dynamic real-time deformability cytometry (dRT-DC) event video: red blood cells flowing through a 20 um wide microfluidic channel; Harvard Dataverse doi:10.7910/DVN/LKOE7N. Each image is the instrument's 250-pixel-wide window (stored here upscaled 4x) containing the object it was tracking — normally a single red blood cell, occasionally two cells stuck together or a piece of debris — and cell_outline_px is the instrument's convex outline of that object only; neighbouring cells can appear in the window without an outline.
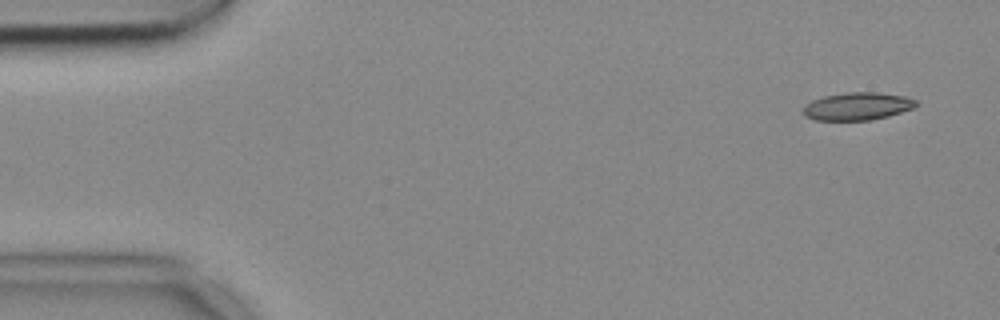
{"species": "common noctule bat (a hibernating species)", "species_latin": "Nyctalus noctula", "temperature_condition": "cold", "stored_images_in_passage": 7, "camera_frame_rate_fps": 3000, "um_per_image_px": 0.085, "animal": {"sex": "female", "body_mass_g": 18.4}, "frame": {"image": 1, "passage_image": 1, "time_ms": 0.0, "image_size_px": [1000, 320], "cell_outline_px": [[916, 104], [912, 108], [888, 116], [872, 120], [816, 120], [804, 116], [804, 104], [812, 100], [824, 96], [848, 92], [876, 92], [904, 96], [916, 100]], "centroid_in_image_um": [72.84, 9.03], "position_along_channel_um": 12.2, "area_um2": 18.09}}
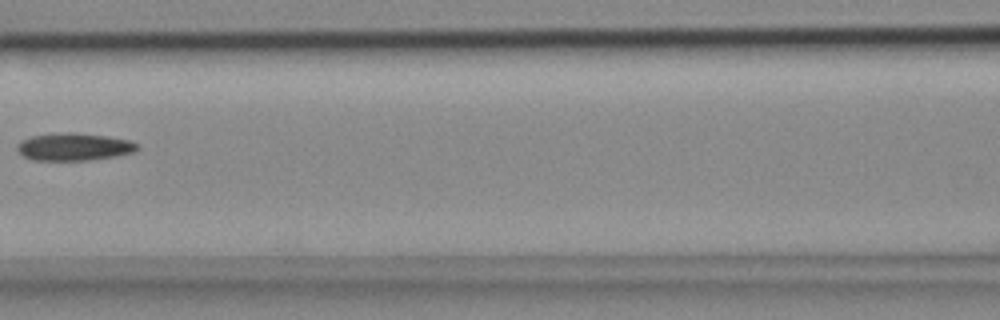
{"frame": {"image": 2, "passage_image": 6, "time_ms": 1.667, "image_size_px": [1000, 320], "cell_outline_px": [[140, 148], [132, 152], [116, 156], [88, 160], [32, 160], [24, 156], [16, 148], [24, 140], [32, 136], [68, 132], [72, 132], [104, 136], [128, 140], [136, 144]], "centroid_in_image_um": [6.3, 12.49], "position_along_channel_um": 160.3, "area_um2": 18.79}}
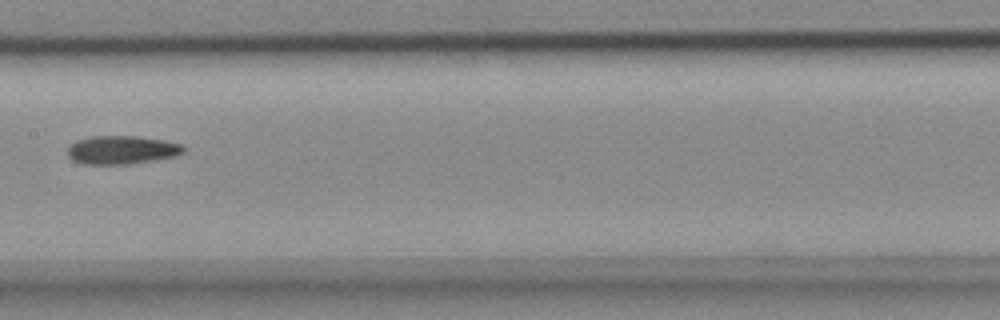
{"frame": {"image": 3, "passage_image": 7, "time_ms": 2.0, "image_size_px": [1000, 320], "cell_outline_px": [[184, 152], [176, 156], [156, 160], [128, 164], [84, 164], [68, 156], [68, 148], [76, 140], [92, 136], [136, 136], [164, 140], [180, 144], [184, 148]], "centroid_in_image_um": [10.37, 12.74], "position_along_channel_um": 197.0, "area_um2": 19.07}}